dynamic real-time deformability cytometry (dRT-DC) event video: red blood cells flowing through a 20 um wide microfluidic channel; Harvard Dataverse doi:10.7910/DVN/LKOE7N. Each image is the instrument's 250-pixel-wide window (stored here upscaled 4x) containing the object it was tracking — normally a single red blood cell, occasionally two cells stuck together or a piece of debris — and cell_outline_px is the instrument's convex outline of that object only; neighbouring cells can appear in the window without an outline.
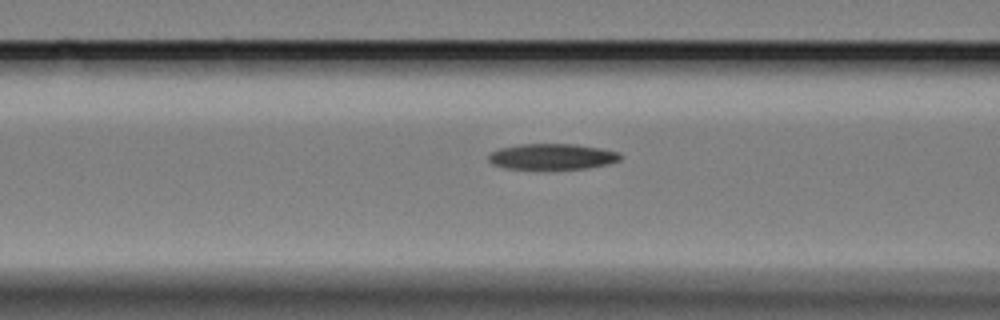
{"species": "Egyptian fruit bat (a non-hibernating species)", "species_latin": "Rousettus aegyptiacus", "temperature_condition": "cold", "stored_images_in_passage": 18, "camera_frame_rate_fps": 3000, "um_per_image_px": 0.085, "animal": {"sex": "female"}, "frame": {"image": 1, "passage_image": 16, "time_ms": 5.0, "image_size_px": [1000, 320], "cell_outline_px": [[620, 160], [608, 164], [584, 168], [508, 168], [492, 164], [488, 160], [488, 156], [492, 152], [500, 148], [520, 144], [576, 144], [600, 148], [620, 152]], "centroid_in_image_um": [46.94, 13.29], "position_along_channel_um": 119.7, "area_um2": 19.48}}